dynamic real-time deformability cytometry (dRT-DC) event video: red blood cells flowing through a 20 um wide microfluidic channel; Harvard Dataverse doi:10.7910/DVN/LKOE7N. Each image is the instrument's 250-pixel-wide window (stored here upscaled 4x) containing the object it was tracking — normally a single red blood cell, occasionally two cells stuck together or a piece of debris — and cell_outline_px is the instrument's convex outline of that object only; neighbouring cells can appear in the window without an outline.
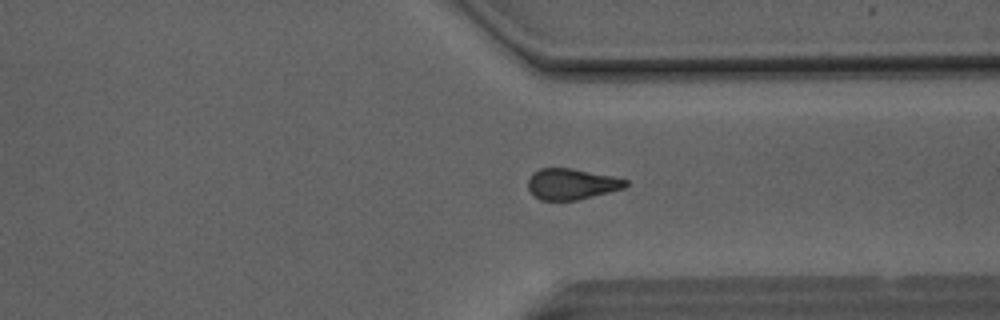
{"species": "Egyptian fruit bat (a non-hibernating species)", "species_latin": "Rousettus aegyptiacus", "temperature_condition": "room temperature", "stored_images_in_passage": 48, "camera_frame_rate_fps": 3000, "um_per_image_px": 0.085, "animal": {"sex": "male"}, "frame": {"image": 1, "passage_image": 35, "time_ms": 11.333, "image_size_px": [1000, 320], "cell_outline_px": [[628, 184], [624, 188], [576, 200], [540, 200], [528, 188], [528, 180], [532, 172], [540, 168], [572, 168], [612, 176], [628, 180]], "centroid_in_image_um": [48.57, 15.63], "position_along_channel_um": 362.8, "area_um2": 17.46}}
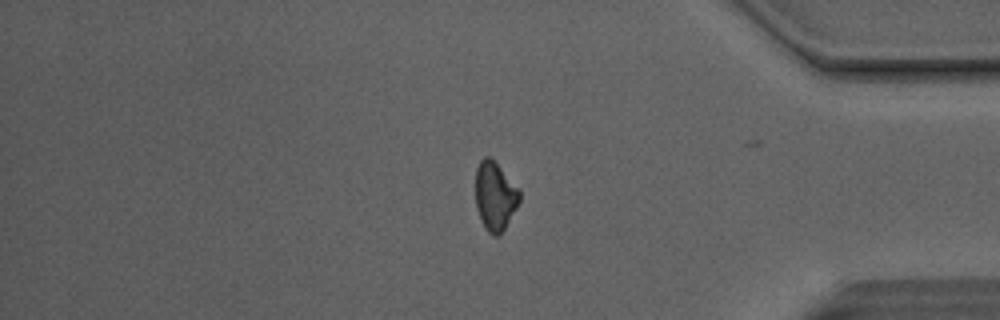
{"frame": {"image": 2, "passage_image": 39, "time_ms": 12.667, "image_size_px": [1000, 320], "cell_outline_px": [[520, 200], [516, 208], [500, 236], [492, 236], [484, 228], [480, 220], [476, 208], [476, 168], [480, 160], [484, 156], [488, 156], [520, 188]], "centroid_in_image_um": [42.07, 16.7], "position_along_channel_um": 393.1, "area_um2": 17.69}}
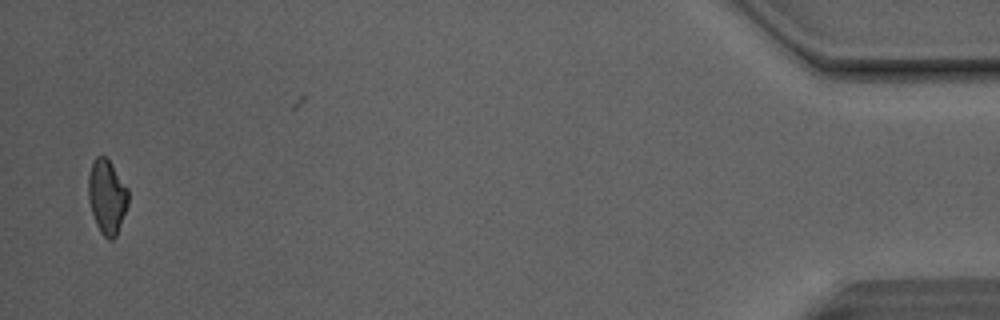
{"frame": {"image": 3, "passage_image": 46, "time_ms": 15.0, "image_size_px": [1000, 320], "cell_outline_px": [[128, 204], [116, 236], [112, 240], [108, 240], [100, 232], [96, 224], [88, 200], [88, 176], [92, 160], [96, 156], [104, 156], [112, 164], [128, 188]], "centroid_in_image_um": [9.08, 16.71], "position_along_channel_um": 426.1, "area_um2": 17.34}, "authors_computed_cell_mechanics": {"area_um2": 18.3515, "velocity_mm_per_s": 4.1617, "shape_relaxation_time_tau1_ms": null, "shape_relaxation_time_tau2_ms": 2.4968, "deformation_change_tau1": null, "deformation_change_tau2": 0.0948}}